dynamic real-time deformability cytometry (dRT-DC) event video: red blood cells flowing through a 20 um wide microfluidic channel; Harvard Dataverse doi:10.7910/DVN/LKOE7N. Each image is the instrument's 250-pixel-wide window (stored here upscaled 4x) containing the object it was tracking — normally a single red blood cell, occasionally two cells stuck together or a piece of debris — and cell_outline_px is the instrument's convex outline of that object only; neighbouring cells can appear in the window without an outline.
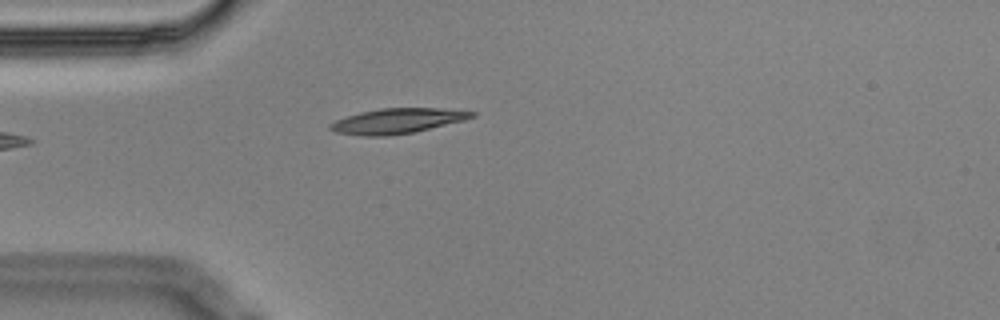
{"species": "Egyptian fruit bat (a non-hibernating species)", "species_latin": "Rousettus aegyptiacus", "temperature_condition": "cold", "stored_images_in_passage": 3, "camera_frame_rate_fps": 3000, "um_per_image_px": 0.085, "animal": {"sex": "male"}, "frame": {"image": 1, "passage_image": 2, "time_ms": 0.333, "image_size_px": [1000, 320], "cell_outline_px": [[476, 116], [464, 120], [412, 132], [388, 136], [360, 136], [336, 132], [328, 128], [328, 124], [336, 120], [360, 112], [380, 108], [440, 108], [476, 112]], "centroid_in_image_um": [33.74, 10.28], "position_along_channel_um": 51.3, "area_um2": 20.58}}